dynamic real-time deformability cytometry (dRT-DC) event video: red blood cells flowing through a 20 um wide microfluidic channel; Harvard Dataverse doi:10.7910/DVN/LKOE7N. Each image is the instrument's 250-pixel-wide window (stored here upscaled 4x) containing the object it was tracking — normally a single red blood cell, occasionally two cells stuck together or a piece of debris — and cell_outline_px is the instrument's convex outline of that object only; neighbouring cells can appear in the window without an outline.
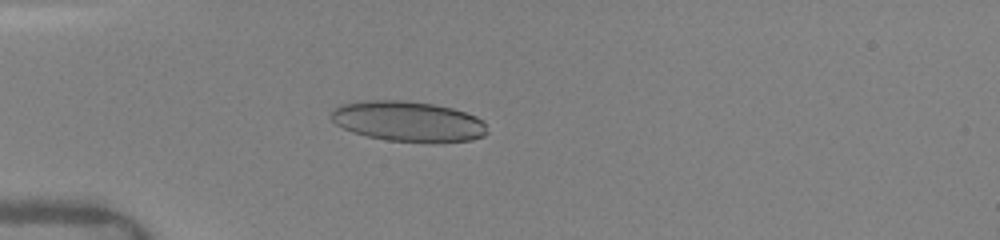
{"species": "human", "species_latin": "Homo sapiens", "temperature_condition": "warm", "stored_images_in_passage": 65, "camera_frame_rate_fps": 3000, "um_per_image_px": 0.085, "donor": {"sex": "female"}, "frame": {"image": 1, "passage_image": 23, "time_ms": 4.667, "image_size_px": [1000, 240], "cell_outline_px": [[488, 132], [484, 136], [472, 140], [388, 140], [368, 136], [352, 132], [336, 124], [332, 120], [332, 108], [340, 104], [364, 100], [404, 100], [432, 104], [452, 108], [476, 116], [484, 120]], "centroid_in_image_um": [34.66, 10.27], "position_along_channel_um": 50.3, "area_um2": 36.01}}
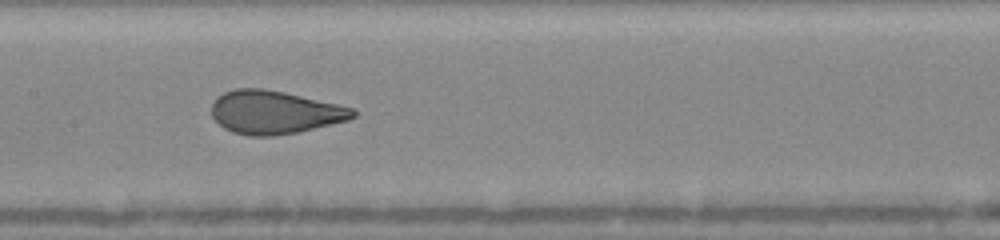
{"frame": {"image": 2, "passage_image": 41, "time_ms": 8.333, "image_size_px": [1000, 240], "cell_outline_px": [[356, 116], [348, 120], [300, 132], [272, 136], [248, 136], [232, 132], [224, 128], [212, 116], [212, 104], [216, 96], [224, 92], [236, 88], [264, 88], [284, 92], [336, 104], [352, 108], [356, 112]], "centroid_in_image_um": [23.31, 9.55], "position_along_channel_um": 184.1, "area_um2": 35.6}}
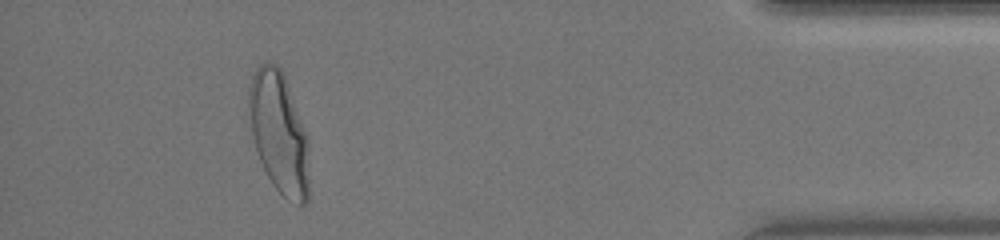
{"frame": {"image": 3, "passage_image": 61, "time_ms": 15.0, "image_size_px": [1000, 240], "cell_outline_px": [[308, 200], [300, 208], [288, 200], [272, 184], [256, 152], [252, 132], [248, 108], [248, 88], [252, 72], [260, 64], [268, 60], [276, 64], [284, 72], [308, 136]], "centroid_in_image_um": [23.71, 11.24], "position_along_channel_um": 411.5, "area_um2": 43.29}, "authors_computed_cell_mechanics": {"area_um2": 36.0672, "velocity_mm_per_s": 4.1284, "shape_relaxation_time_tau1_ms": 3.5006, "shape_relaxation_time_tau2_ms": null, "deformation_change_tau1": 0.174, "deformation_change_tau2": null}}